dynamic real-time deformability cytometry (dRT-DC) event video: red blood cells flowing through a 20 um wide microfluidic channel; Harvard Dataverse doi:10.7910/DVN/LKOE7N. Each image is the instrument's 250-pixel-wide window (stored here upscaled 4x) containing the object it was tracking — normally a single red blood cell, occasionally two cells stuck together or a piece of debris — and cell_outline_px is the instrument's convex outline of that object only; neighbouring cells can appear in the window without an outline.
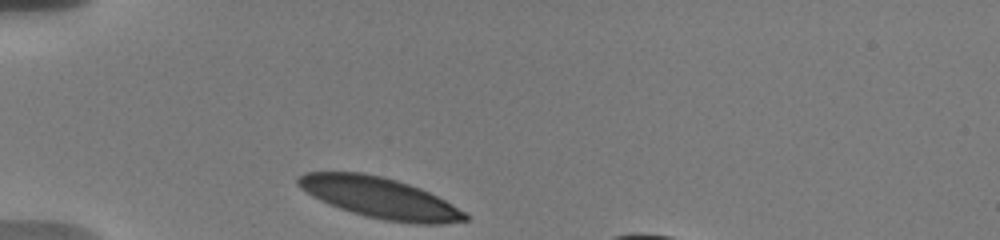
{"species": "human", "species_latin": "Homo sapiens", "temperature_condition": "warm", "stored_images_in_passage": 33, "camera_frame_rate_fps": 3000, "um_per_image_px": 0.085, "donor": {"sex": "male"}, "frame": {"image": 1, "passage_image": 1, "time_ms": 0.0, "image_size_px": [1000, 240], "cell_outline_px": [[468, 220], [444, 224], [416, 224], [384, 220], [364, 216], [328, 204], [312, 196], [300, 188], [296, 184], [296, 176], [304, 172], [360, 172], [384, 176], [420, 188], [452, 204], [464, 212], [468, 216]], "centroid_in_image_um": [32.24, 16.81], "position_along_channel_um": 52.8, "area_um2": 39.71}}
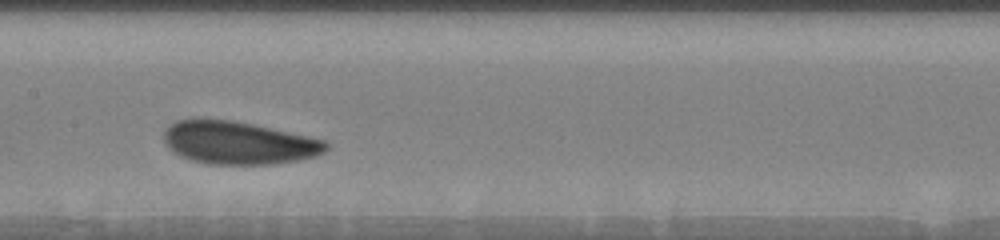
{"frame": {"image": 2, "passage_image": 14, "time_ms": 4.333, "image_size_px": [1000, 240], "cell_outline_px": [[328, 148], [324, 152], [316, 156], [276, 164], [208, 164], [192, 160], [180, 156], [168, 148], [164, 144], [164, 128], [168, 124], [176, 120], [196, 116], [232, 120], [252, 124], [324, 140], [328, 144]], "centroid_in_image_um": [20.17, 12.11], "position_along_channel_um": 187.2, "area_um2": 41.04}}
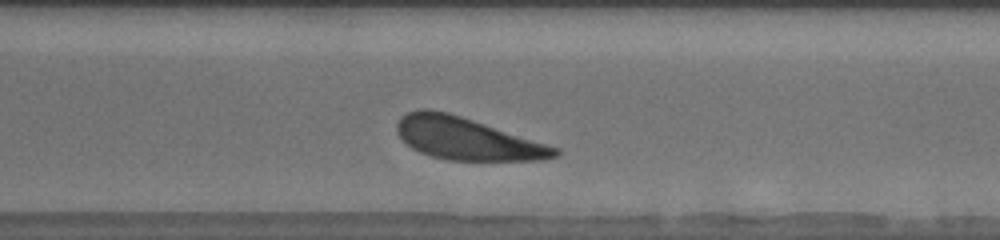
{"frame": {"image": 3, "passage_image": 26, "time_ms": 8.333, "image_size_px": [1000, 240], "cell_outline_px": [[560, 156], [544, 160], [448, 160], [432, 156], [420, 152], [412, 148], [396, 132], [396, 124], [400, 116], [408, 112], [420, 108], [428, 108], [448, 112], [560, 148]], "centroid_in_image_um": [39.69, 11.78], "position_along_channel_um": 330.9, "area_um2": 38.78}, "authors_computed_cell_mechanics": {"area_um2": 40.6912, "velocity_mm_per_s": 3.6021, "shape_relaxation_time_tau1_ms": 1.9076, "shape_relaxation_time_tau2_ms": null, "deformation_change_tau1": 0.0814, "deformation_change_tau2": null}}